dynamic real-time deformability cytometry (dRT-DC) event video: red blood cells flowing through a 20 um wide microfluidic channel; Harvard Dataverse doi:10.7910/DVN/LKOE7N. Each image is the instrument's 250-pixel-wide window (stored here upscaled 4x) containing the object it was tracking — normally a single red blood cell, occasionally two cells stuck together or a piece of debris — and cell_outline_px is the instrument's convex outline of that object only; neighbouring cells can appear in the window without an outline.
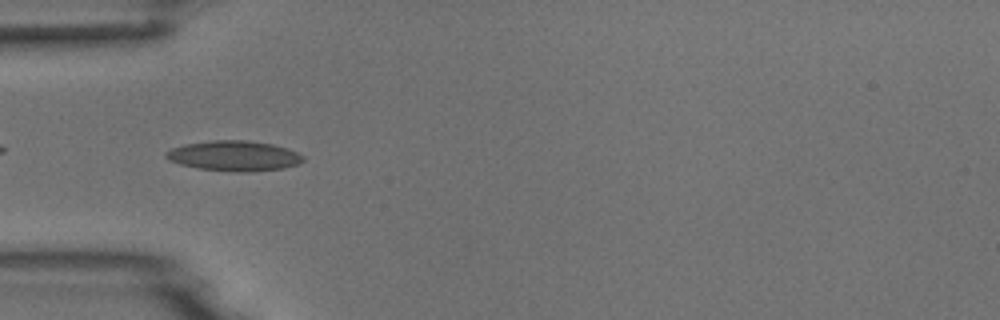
{"species": "common noctule bat (a hibernating species)", "species_latin": "Nyctalus noctula", "temperature_condition": "room temperature", "stored_images_in_passage": 7, "camera_frame_rate_fps": 3000, "um_per_image_px": 0.085, "animal": {"sex": "male", "body_mass_g": 18.8}, "frame": {"image": 1, "passage_image": 5, "time_ms": 5.333, "image_size_px": [1000, 320], "cell_outline_px": [[304, 160], [300, 164], [284, 168], [252, 172], [236, 172], [200, 168], [180, 164], [168, 160], [164, 156], [164, 152], [172, 148], [184, 144], [212, 140], [248, 140], [272, 144], [288, 148], [304, 156]], "centroid_in_image_um": [19.91, 13.25], "position_along_channel_um": 65.1, "area_um2": 24.33}}
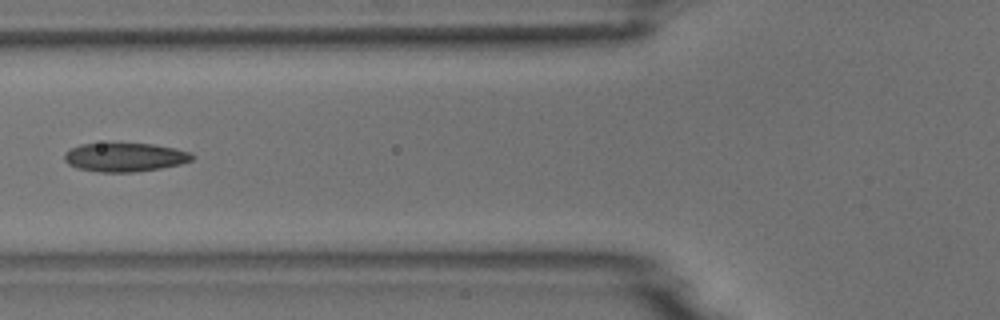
{"frame": {"image": 2, "passage_image": 6, "time_ms": 6.667, "image_size_px": [1000, 320], "cell_outline_px": [[196, 156], [192, 160], [180, 164], [160, 168], [132, 172], [100, 172], [76, 168], [68, 164], [64, 160], [64, 152], [80, 144], [108, 140], [152, 144], [176, 148], [192, 152]], "centroid_in_image_um": [10.58, 13.31], "position_along_channel_um": 115.2, "area_um2": 22.43}}